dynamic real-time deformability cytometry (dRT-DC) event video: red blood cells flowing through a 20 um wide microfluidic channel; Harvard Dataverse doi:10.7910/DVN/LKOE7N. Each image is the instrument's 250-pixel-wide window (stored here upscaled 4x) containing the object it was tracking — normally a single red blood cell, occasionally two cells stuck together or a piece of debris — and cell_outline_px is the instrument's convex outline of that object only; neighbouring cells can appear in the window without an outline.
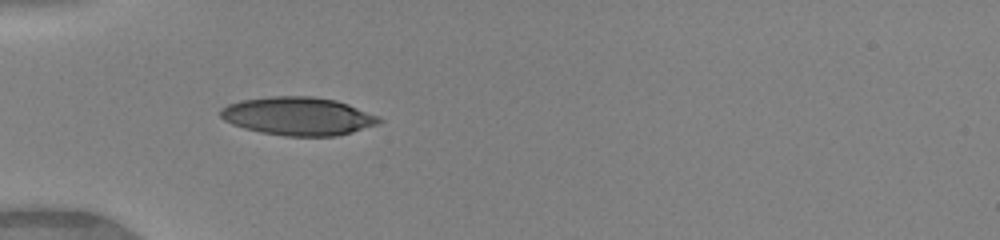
{"species": "human", "species_latin": "Homo sapiens", "temperature_condition": "warm", "stored_images_in_passage": 34, "camera_frame_rate_fps": 3000, "um_per_image_px": 0.085, "donor": {"sex": "female"}, "frame": {"image": 1, "passage_image": 1, "time_ms": 0.0, "image_size_px": [1000, 240], "cell_outline_px": [[384, 120], [376, 124], [352, 132], [336, 136], [284, 136], [260, 132], [244, 128], [232, 124], [224, 120], [220, 116], [220, 108], [228, 104], [240, 100], [272, 96], [312, 96], [336, 100], [348, 104], [380, 116]], "centroid_in_image_um": [25.33, 9.87], "position_along_channel_um": 59.7, "area_um2": 35.43}}
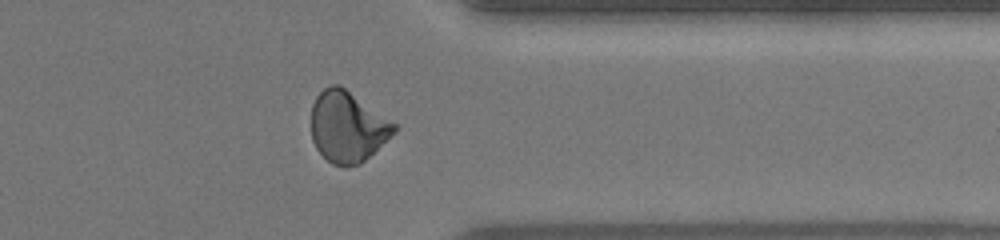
{"frame": {"image": 2, "passage_image": 25, "time_ms": 8.0, "image_size_px": [1000, 240], "cell_outline_px": [[400, 124], [396, 132], [360, 164], [344, 168], [332, 164], [316, 148], [312, 140], [312, 104], [316, 96], [324, 88], [332, 84], [340, 84]], "centroid_in_image_um": [29.59, 10.76], "position_along_channel_um": 381.8, "area_um2": 34.85}}
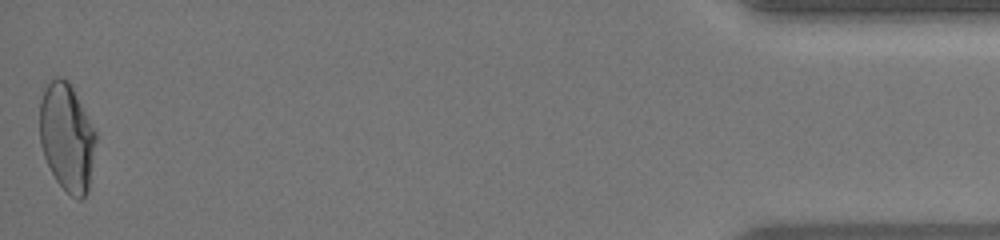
{"frame": {"image": 3, "passage_image": 34, "time_ms": 11.0, "image_size_px": [1000, 240], "cell_outline_px": [[96, 140], [88, 188], [84, 196], [80, 200], [72, 196], [56, 180], [44, 156], [40, 144], [40, 100], [52, 76], [60, 76], [68, 80], [96, 132]], "centroid_in_image_um": [5.67, 11.63], "position_along_channel_um": 429.5, "area_um2": 34.85}, "authors_computed_cell_mechanics": {"area_um2": 34.0442, "velocity_mm_per_s": 4.1487, "shape_relaxation_time_tau1_ms": 6.1623, "shape_relaxation_time_tau2_ms": 1.4002, "deformation_change_tau1": 0.2065, "deformation_change_tau2": 0.0658}}